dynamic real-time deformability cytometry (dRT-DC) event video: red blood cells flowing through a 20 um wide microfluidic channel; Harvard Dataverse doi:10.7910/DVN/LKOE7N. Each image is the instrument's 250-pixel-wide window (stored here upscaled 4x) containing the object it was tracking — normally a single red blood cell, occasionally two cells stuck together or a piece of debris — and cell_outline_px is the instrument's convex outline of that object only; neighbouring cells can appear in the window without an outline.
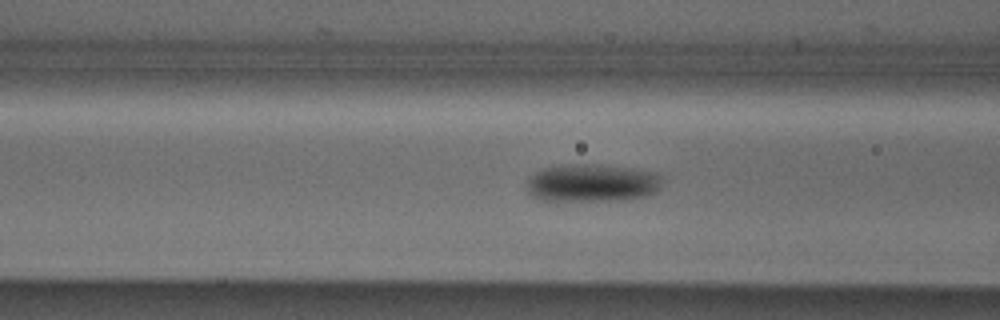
{"species": "Egyptian fruit bat (a non-hibernating species)", "species_latin": "Rousettus aegyptiacus", "temperature_condition": "cold", "stored_images_in_passage": 40, "camera_frame_rate_fps": 3000, "um_per_image_px": 0.085, "animal": {"sex": "male"}, "frame": {"image": 1, "passage_image": 10, "time_ms": 3.0, "image_size_px": [1000, 320], "cell_outline_px": [[660, 184], [656, 192], [648, 196], [620, 200], [544, 200], [532, 196], [528, 192], [528, 180], [536, 172], [544, 168], [584, 164], [624, 168], [652, 172], [660, 176]], "centroid_in_image_um": [50.32, 15.58], "position_along_channel_um": 116.3, "area_um2": 28.9}}
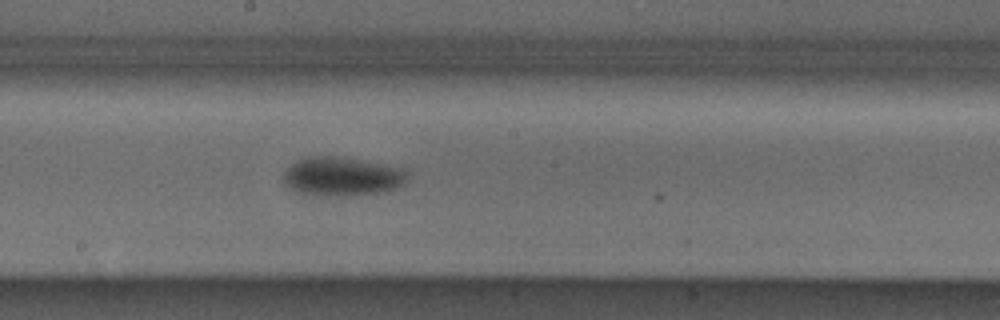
{"frame": {"image": 2, "passage_image": 18, "time_ms": 5.667, "image_size_px": [1000, 320], "cell_outline_px": [[408, 176], [404, 184], [396, 188], [380, 192], [344, 196], [316, 196], [296, 192], [288, 188], [284, 184], [284, 172], [296, 160], [308, 156], [336, 156], [360, 160], [404, 168], [408, 172]], "centroid_in_image_um": [29.05, 15.01], "position_along_channel_um": 219.2, "area_um2": 28.32}}
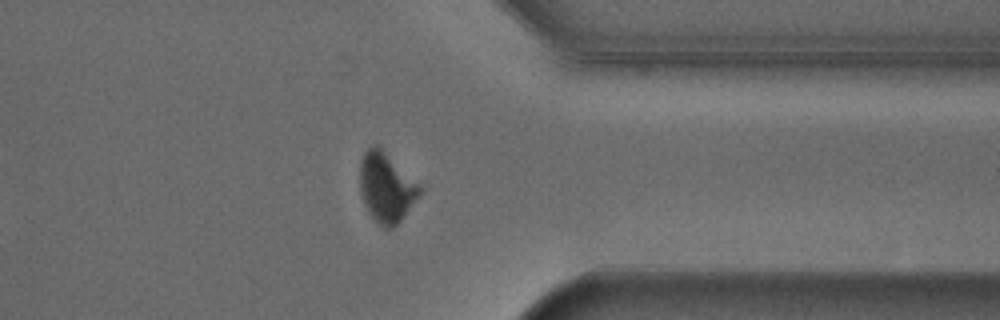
{"frame": {"image": 3, "passage_image": 31, "time_ms": 10.0, "image_size_px": [1000, 320], "cell_outline_px": [[424, 188], [420, 196], [400, 220], [392, 228], [384, 228], [368, 212], [364, 204], [360, 192], [360, 160], [364, 152], [372, 144], [380, 144]], "centroid_in_image_um": [32.85, 15.86], "position_along_channel_um": 378.5, "area_um2": 24.74}, "authors_computed_cell_mechanics": {"area_um2": 27.6284, "velocity_mm_per_s": 3.863, "shape_relaxation_time_tau1_ms": 2.1553, "shape_relaxation_time_tau2_ms": null, "deformation_change_tau1": 0.1006, "deformation_change_tau2": null}}